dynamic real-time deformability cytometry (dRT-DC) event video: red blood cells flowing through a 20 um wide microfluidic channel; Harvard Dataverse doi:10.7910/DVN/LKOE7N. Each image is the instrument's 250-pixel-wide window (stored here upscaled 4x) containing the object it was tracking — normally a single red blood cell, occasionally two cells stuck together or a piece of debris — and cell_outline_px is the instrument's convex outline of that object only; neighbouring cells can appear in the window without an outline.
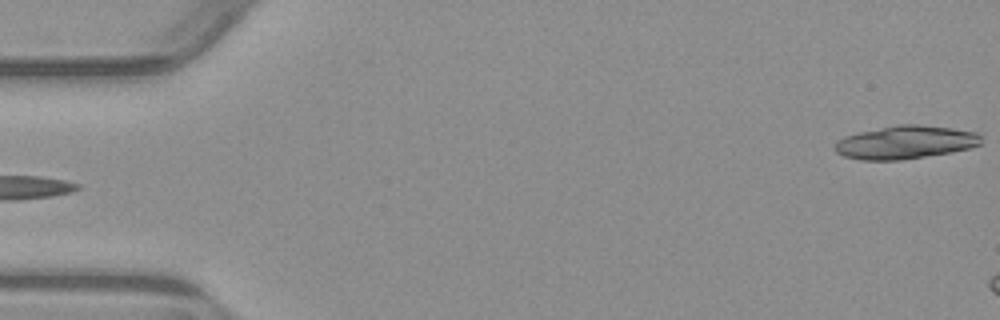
{"species": "common noctule bat (a hibernating species)", "species_latin": "Nyctalus noctula", "temperature_condition": "warm", "stored_images_in_passage": 4, "segment_of_instrument_passage": [2, 2], "camera_frame_rate_fps": 3000, "um_per_image_px": 0.085, "animal": {"sex": "male", "body_mass_g": 23.1, "forearm_length_mm": 52.7}, "frame": {"image": 1, "passage_image": 4, "time_ms": 3.667, "image_size_px": [1000, 320], "cell_outline_px": [[980, 144], [968, 148], [952, 152], [900, 160], [860, 160], [844, 156], [836, 152], [836, 140], [844, 136], [860, 132], [900, 124], [920, 124], [952, 128], [976, 132], [980, 136]], "centroid_in_image_um": [76.94, 12.09], "position_along_channel_um": 8.1, "area_um2": 28.09}}